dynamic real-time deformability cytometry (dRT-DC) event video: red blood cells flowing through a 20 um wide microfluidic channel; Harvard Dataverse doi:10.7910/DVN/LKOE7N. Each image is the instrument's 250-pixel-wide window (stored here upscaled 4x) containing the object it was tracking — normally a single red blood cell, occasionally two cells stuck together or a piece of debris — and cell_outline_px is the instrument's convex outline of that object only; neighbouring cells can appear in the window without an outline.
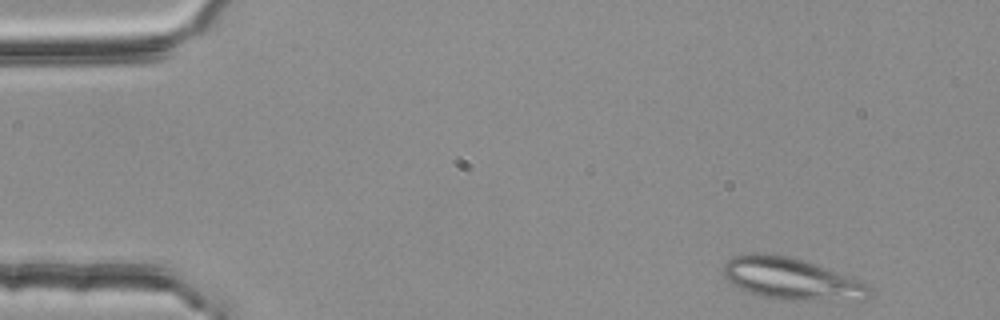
{"species": "common noctule bat (a hibernating species)", "species_latin": "Nyctalus noctula", "temperature_condition": "room temperature", "stored_images_in_passage": 5, "camera_frame_rate_fps": 3000, "um_per_image_px": 0.085, "animal": {"sex": "female", "body_mass_g": 25.1}, "frame": {"image": 1, "passage_image": 1, "time_ms": 0.0, "image_size_px": [1000, 320], "cell_outline_px": [[872, 296], [868, 300], [780, 300], [744, 292], [732, 284], [724, 276], [724, 264], [732, 256], [752, 252], [764, 252], [788, 256], [804, 260], [860, 280], [868, 284], [872, 292]], "centroid_in_image_um": [67.28, 23.7], "position_along_channel_um": 17.7, "area_um2": 36.18}}
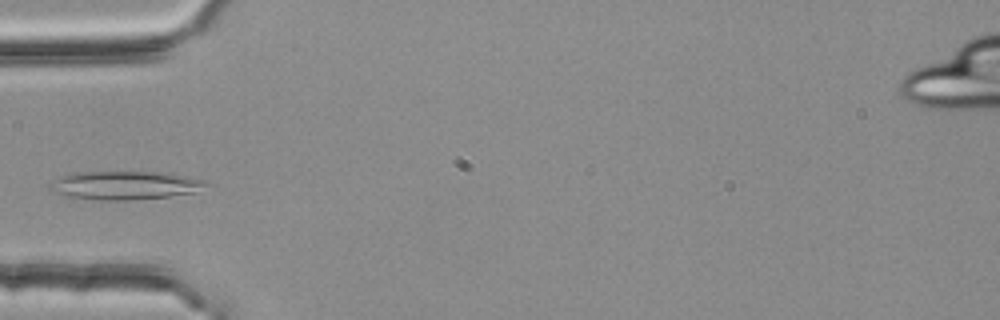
{"frame": {"image": 2, "passage_image": 4, "time_ms": 1.0, "image_size_px": [1000, 320], "cell_outline_px": [[212, 184], [196, 192], [168, 196], [128, 200], [100, 200], [64, 196], [48, 192], [48, 184], [52, 180], [60, 176], [72, 172], [168, 172], [188, 176], [204, 180]], "centroid_in_image_um": [10.57, 15.74], "position_along_channel_um": 74.4, "area_um2": 26.41}}